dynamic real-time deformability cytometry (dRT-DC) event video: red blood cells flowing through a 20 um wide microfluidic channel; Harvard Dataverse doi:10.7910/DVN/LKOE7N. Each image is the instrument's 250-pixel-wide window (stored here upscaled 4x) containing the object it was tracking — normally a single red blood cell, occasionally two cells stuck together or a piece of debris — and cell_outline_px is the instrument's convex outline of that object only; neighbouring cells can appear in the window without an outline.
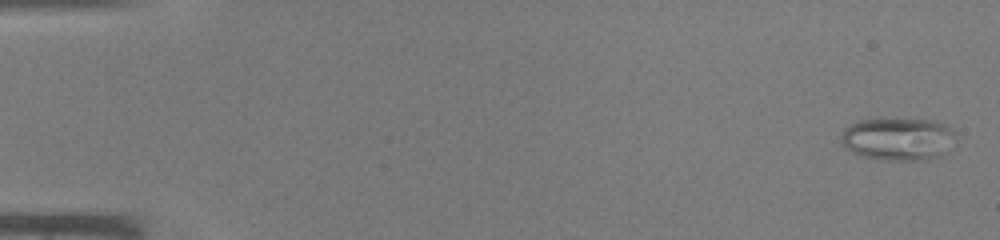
{"species": "common noctule bat (a hibernating species)", "species_latin": "Nyctalus noctula", "temperature_condition": "warm", "stored_images_in_passage": 45, "camera_frame_rate_fps": 3000, "um_per_image_px": 0.085, "animal": {"sex": "male", "body_mass_g": 19.0, "forearm_length_mm": 50.8}, "frame": {"image": 1, "passage_image": 2, "time_ms": 0.333, "image_size_px": [1000, 240], "cell_outline_px": [[952, 132], [940, 156], [924, 160], [888, 160], [860, 156], [844, 148], [840, 144], [840, 136], [844, 128], [860, 120], [876, 116], [936, 120], [944, 124]], "centroid_in_image_um": [76.16, 11.76], "position_along_channel_um": 8.8, "area_um2": 28.73}}
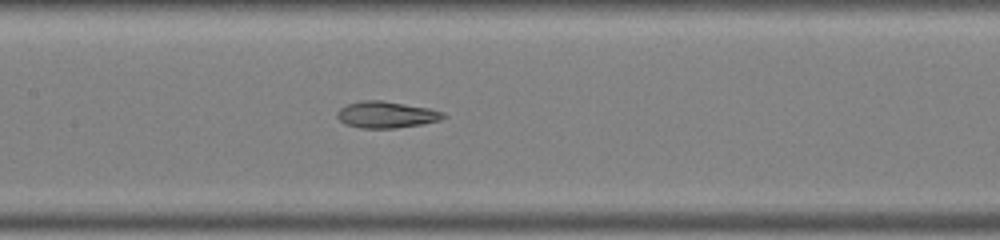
{"frame": {"image": 2, "passage_image": 23, "time_ms": 7.333, "image_size_px": [1000, 240], "cell_outline_px": [[448, 116], [440, 120], [424, 124], [396, 128], [360, 128], [344, 124], [336, 116], [336, 112], [340, 108], [348, 104], [360, 100], [380, 100], [428, 108], [444, 112]], "centroid_in_image_um": [32.83, 9.75], "position_along_channel_um": 174.6, "area_um2": 16.53}}
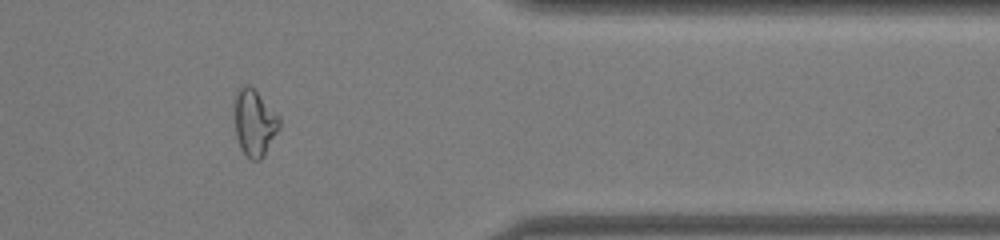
{"frame": {"image": 3, "passage_image": 38, "time_ms": 12.333, "image_size_px": [1000, 240], "cell_outline_px": [[280, 128], [264, 156], [260, 160], [252, 160], [240, 148], [236, 136], [236, 92], [244, 84], [248, 84], [280, 116]], "centroid_in_image_um": [21.66, 10.46], "position_along_channel_um": 389.7, "area_um2": 17.05}}